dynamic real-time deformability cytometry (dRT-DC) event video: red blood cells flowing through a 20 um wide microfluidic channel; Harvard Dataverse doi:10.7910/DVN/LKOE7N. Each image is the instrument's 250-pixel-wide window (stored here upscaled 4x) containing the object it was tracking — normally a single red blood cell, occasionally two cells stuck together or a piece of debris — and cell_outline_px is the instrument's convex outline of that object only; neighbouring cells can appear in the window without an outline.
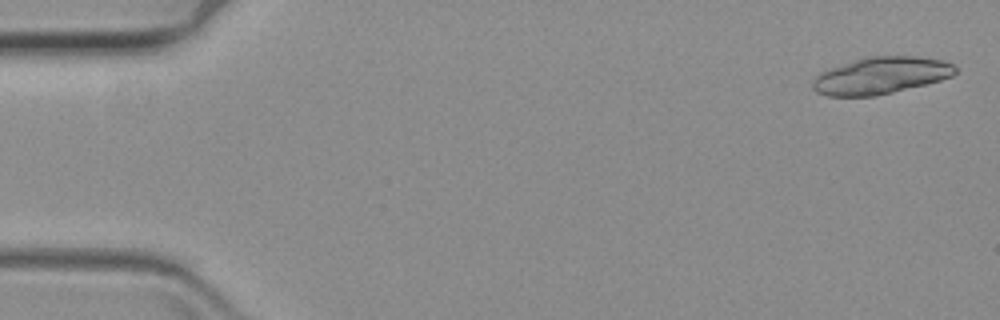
{"species": "common noctule bat (a hibernating species)", "species_latin": "Nyctalus noctula", "temperature_condition": "warm", "stored_images_in_passage": 8, "camera_frame_rate_fps": 3000, "um_per_image_px": 0.085, "animal": {"sex": "female", "body_mass_g": 19.3, "forearm_length_mm": 54.1}, "frame": {"image": 1, "passage_image": 2, "time_ms": 0.333, "image_size_px": [1000, 320], "cell_outline_px": [[956, 72], [952, 76], [940, 80], [876, 96], [828, 96], [816, 92], [812, 88], [812, 80], [820, 72], [868, 56], [916, 56], [940, 60], [952, 64], [956, 68]], "centroid_in_image_um": [74.85, 6.43], "position_along_channel_um": 10.2, "area_um2": 30.29}}